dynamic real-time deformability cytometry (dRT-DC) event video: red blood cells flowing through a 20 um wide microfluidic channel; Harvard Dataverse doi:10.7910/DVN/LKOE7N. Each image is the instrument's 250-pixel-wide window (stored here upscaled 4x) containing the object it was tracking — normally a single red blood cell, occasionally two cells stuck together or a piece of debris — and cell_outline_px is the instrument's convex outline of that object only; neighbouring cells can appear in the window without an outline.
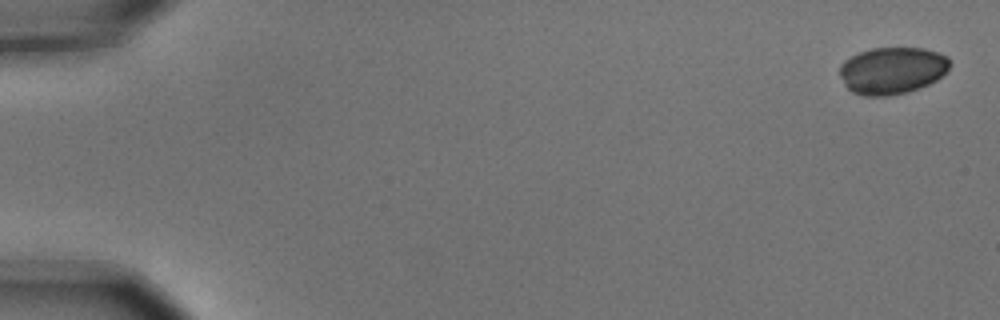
{"species": "common noctule bat (a hibernating species)", "species_latin": "Nyctalus noctula", "temperature_condition": "cold", "stored_images_in_passage": 10, "camera_frame_rate_fps": 3000, "um_per_image_px": 0.085, "animal": {"sex": "male", "body_mass_g": 15.6}, "frame": {"image": 1, "passage_image": 1, "time_ms": 0.0, "image_size_px": [1000, 320], "cell_outline_px": [[948, 68], [936, 80], [920, 88], [888, 96], [864, 96], [852, 92], [844, 84], [840, 76], [840, 64], [844, 60], [860, 52], [872, 48], [924, 48], [948, 56]], "centroid_in_image_um": [75.8, 5.99], "position_along_channel_um": 9.2, "area_um2": 29.94}}
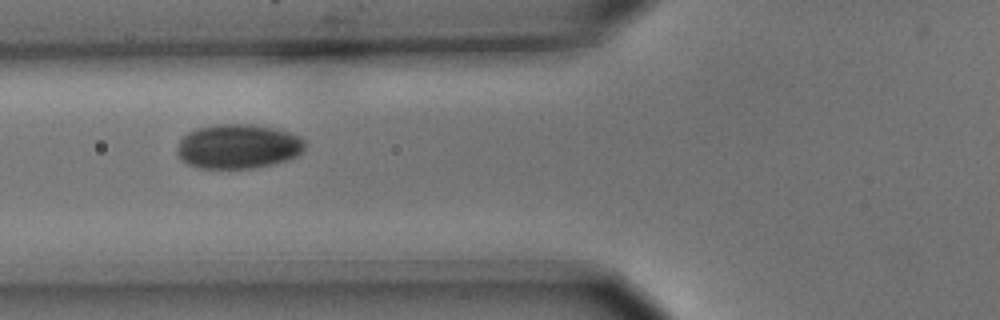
{"frame": {"image": 2, "passage_image": 6, "time_ms": 1.667, "image_size_px": [1000, 320], "cell_outline_px": [[308, 144], [296, 156], [288, 160], [272, 164], [252, 168], [196, 168], [180, 160], [176, 152], [176, 148], [180, 140], [188, 132], [196, 128], [216, 124], [252, 124], [272, 128], [288, 132], [300, 136]], "centroid_in_image_um": [20.21, 12.45], "position_along_channel_um": 105.6, "area_um2": 33.35}}
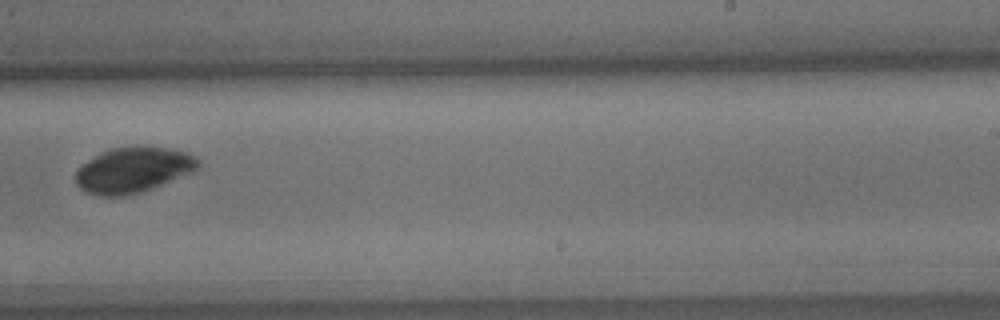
{"frame": {"image": 3, "passage_image": 10, "time_ms": 3.0, "image_size_px": [1000, 320], "cell_outline_px": [[200, 168], [196, 172], [140, 192], [124, 196], [100, 196], [88, 192], [80, 188], [76, 184], [76, 172], [88, 160], [100, 152], [108, 148], [168, 148], [188, 152], [196, 156], [200, 160]], "centroid_in_image_um": [11.38, 14.46], "position_along_channel_um": 277.6, "area_um2": 32.25}}